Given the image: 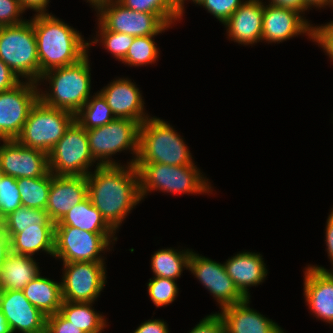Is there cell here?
<instances>
[{
  "instance_id": "1",
  "label": "cell",
  "mask_w": 333,
  "mask_h": 333,
  "mask_svg": "<svg viewBox=\"0 0 333 333\" xmlns=\"http://www.w3.org/2000/svg\"><path fill=\"white\" fill-rule=\"evenodd\" d=\"M86 178L91 203L118 231L126 216L142 201L138 169L126 164L95 166Z\"/></svg>"
},
{
  "instance_id": "2",
  "label": "cell",
  "mask_w": 333,
  "mask_h": 333,
  "mask_svg": "<svg viewBox=\"0 0 333 333\" xmlns=\"http://www.w3.org/2000/svg\"><path fill=\"white\" fill-rule=\"evenodd\" d=\"M31 22L37 42L40 78L45 72L74 64L89 53V42L84 40L82 33L52 13L34 14Z\"/></svg>"
},
{
  "instance_id": "3",
  "label": "cell",
  "mask_w": 333,
  "mask_h": 333,
  "mask_svg": "<svg viewBox=\"0 0 333 333\" xmlns=\"http://www.w3.org/2000/svg\"><path fill=\"white\" fill-rule=\"evenodd\" d=\"M88 53L78 62L49 70L38 84L49 83L48 92L39 89V99L46 105L76 115L91 97V73Z\"/></svg>"
},
{
  "instance_id": "4",
  "label": "cell",
  "mask_w": 333,
  "mask_h": 333,
  "mask_svg": "<svg viewBox=\"0 0 333 333\" xmlns=\"http://www.w3.org/2000/svg\"><path fill=\"white\" fill-rule=\"evenodd\" d=\"M135 163H161L171 166L193 165L189 147L172 125L149 117L140 125L139 151Z\"/></svg>"
},
{
  "instance_id": "5",
  "label": "cell",
  "mask_w": 333,
  "mask_h": 333,
  "mask_svg": "<svg viewBox=\"0 0 333 333\" xmlns=\"http://www.w3.org/2000/svg\"><path fill=\"white\" fill-rule=\"evenodd\" d=\"M171 166L161 163H135L138 169L140 196L143 200L150 192L172 194H207L212 186L195 165Z\"/></svg>"
},
{
  "instance_id": "6",
  "label": "cell",
  "mask_w": 333,
  "mask_h": 333,
  "mask_svg": "<svg viewBox=\"0 0 333 333\" xmlns=\"http://www.w3.org/2000/svg\"><path fill=\"white\" fill-rule=\"evenodd\" d=\"M0 59L21 80L38 83L40 64L31 19L17 25L0 27Z\"/></svg>"
},
{
  "instance_id": "7",
  "label": "cell",
  "mask_w": 333,
  "mask_h": 333,
  "mask_svg": "<svg viewBox=\"0 0 333 333\" xmlns=\"http://www.w3.org/2000/svg\"><path fill=\"white\" fill-rule=\"evenodd\" d=\"M140 123L126 118H115L110 123L87 130L91 155L100 166L121 165L112 156L131 151L133 158L127 165H134L139 151Z\"/></svg>"
},
{
  "instance_id": "8",
  "label": "cell",
  "mask_w": 333,
  "mask_h": 333,
  "mask_svg": "<svg viewBox=\"0 0 333 333\" xmlns=\"http://www.w3.org/2000/svg\"><path fill=\"white\" fill-rule=\"evenodd\" d=\"M74 121V114L50 107L38 99L16 140L25 147L48 154Z\"/></svg>"
},
{
  "instance_id": "9",
  "label": "cell",
  "mask_w": 333,
  "mask_h": 333,
  "mask_svg": "<svg viewBox=\"0 0 333 333\" xmlns=\"http://www.w3.org/2000/svg\"><path fill=\"white\" fill-rule=\"evenodd\" d=\"M114 241H117L115 233H92L71 226H55L53 257L63 263L105 262L101 253L110 250Z\"/></svg>"
},
{
  "instance_id": "10",
  "label": "cell",
  "mask_w": 333,
  "mask_h": 333,
  "mask_svg": "<svg viewBox=\"0 0 333 333\" xmlns=\"http://www.w3.org/2000/svg\"><path fill=\"white\" fill-rule=\"evenodd\" d=\"M49 171L58 176H87L94 163L86 130L75 120L47 154Z\"/></svg>"
},
{
  "instance_id": "11",
  "label": "cell",
  "mask_w": 333,
  "mask_h": 333,
  "mask_svg": "<svg viewBox=\"0 0 333 333\" xmlns=\"http://www.w3.org/2000/svg\"><path fill=\"white\" fill-rule=\"evenodd\" d=\"M93 8L99 17L98 21L107 30L133 37L158 35L171 27L166 26L155 14L125 8L117 0H104Z\"/></svg>"
},
{
  "instance_id": "12",
  "label": "cell",
  "mask_w": 333,
  "mask_h": 333,
  "mask_svg": "<svg viewBox=\"0 0 333 333\" xmlns=\"http://www.w3.org/2000/svg\"><path fill=\"white\" fill-rule=\"evenodd\" d=\"M105 262L63 263V301L95 302L106 286Z\"/></svg>"
},
{
  "instance_id": "13",
  "label": "cell",
  "mask_w": 333,
  "mask_h": 333,
  "mask_svg": "<svg viewBox=\"0 0 333 333\" xmlns=\"http://www.w3.org/2000/svg\"><path fill=\"white\" fill-rule=\"evenodd\" d=\"M38 85L22 80L0 93V140H12L20 135L32 106L39 99Z\"/></svg>"
},
{
  "instance_id": "14",
  "label": "cell",
  "mask_w": 333,
  "mask_h": 333,
  "mask_svg": "<svg viewBox=\"0 0 333 333\" xmlns=\"http://www.w3.org/2000/svg\"><path fill=\"white\" fill-rule=\"evenodd\" d=\"M188 270L213 295L220 309L245 299L226 273L224 264L191 252Z\"/></svg>"
},
{
  "instance_id": "15",
  "label": "cell",
  "mask_w": 333,
  "mask_h": 333,
  "mask_svg": "<svg viewBox=\"0 0 333 333\" xmlns=\"http://www.w3.org/2000/svg\"><path fill=\"white\" fill-rule=\"evenodd\" d=\"M0 166L4 175L18 178H35L49 172L45 152L21 145L16 139L0 140Z\"/></svg>"
},
{
  "instance_id": "16",
  "label": "cell",
  "mask_w": 333,
  "mask_h": 333,
  "mask_svg": "<svg viewBox=\"0 0 333 333\" xmlns=\"http://www.w3.org/2000/svg\"><path fill=\"white\" fill-rule=\"evenodd\" d=\"M308 35L312 40L313 25L297 11L264 4L262 41L282 43L297 35Z\"/></svg>"
},
{
  "instance_id": "17",
  "label": "cell",
  "mask_w": 333,
  "mask_h": 333,
  "mask_svg": "<svg viewBox=\"0 0 333 333\" xmlns=\"http://www.w3.org/2000/svg\"><path fill=\"white\" fill-rule=\"evenodd\" d=\"M0 311L12 333H37L46 328L47 316L28 301L22 290L0 291Z\"/></svg>"
},
{
  "instance_id": "18",
  "label": "cell",
  "mask_w": 333,
  "mask_h": 333,
  "mask_svg": "<svg viewBox=\"0 0 333 333\" xmlns=\"http://www.w3.org/2000/svg\"><path fill=\"white\" fill-rule=\"evenodd\" d=\"M116 118H126L142 124L149 117L144 109L142 93L129 78L113 79L99 91Z\"/></svg>"
},
{
  "instance_id": "19",
  "label": "cell",
  "mask_w": 333,
  "mask_h": 333,
  "mask_svg": "<svg viewBox=\"0 0 333 333\" xmlns=\"http://www.w3.org/2000/svg\"><path fill=\"white\" fill-rule=\"evenodd\" d=\"M88 197L86 176H58L51 173L46 212L56 224L75 205Z\"/></svg>"
},
{
  "instance_id": "20",
  "label": "cell",
  "mask_w": 333,
  "mask_h": 333,
  "mask_svg": "<svg viewBox=\"0 0 333 333\" xmlns=\"http://www.w3.org/2000/svg\"><path fill=\"white\" fill-rule=\"evenodd\" d=\"M263 0H245L224 23L228 38L243 45L262 41Z\"/></svg>"
},
{
  "instance_id": "21",
  "label": "cell",
  "mask_w": 333,
  "mask_h": 333,
  "mask_svg": "<svg viewBox=\"0 0 333 333\" xmlns=\"http://www.w3.org/2000/svg\"><path fill=\"white\" fill-rule=\"evenodd\" d=\"M250 298L222 308L218 312L225 326V333H285L272 319L250 308Z\"/></svg>"
},
{
  "instance_id": "22",
  "label": "cell",
  "mask_w": 333,
  "mask_h": 333,
  "mask_svg": "<svg viewBox=\"0 0 333 333\" xmlns=\"http://www.w3.org/2000/svg\"><path fill=\"white\" fill-rule=\"evenodd\" d=\"M307 266L304 271L305 302L313 316L333 325V279L323 270Z\"/></svg>"
},
{
  "instance_id": "23",
  "label": "cell",
  "mask_w": 333,
  "mask_h": 333,
  "mask_svg": "<svg viewBox=\"0 0 333 333\" xmlns=\"http://www.w3.org/2000/svg\"><path fill=\"white\" fill-rule=\"evenodd\" d=\"M263 259L260 253L244 251L223 263L226 273L245 298H250L249 288L263 283L268 274Z\"/></svg>"
},
{
  "instance_id": "24",
  "label": "cell",
  "mask_w": 333,
  "mask_h": 333,
  "mask_svg": "<svg viewBox=\"0 0 333 333\" xmlns=\"http://www.w3.org/2000/svg\"><path fill=\"white\" fill-rule=\"evenodd\" d=\"M37 263L32 256L10 251L0 267V291L23 290L41 273Z\"/></svg>"
},
{
  "instance_id": "25",
  "label": "cell",
  "mask_w": 333,
  "mask_h": 333,
  "mask_svg": "<svg viewBox=\"0 0 333 333\" xmlns=\"http://www.w3.org/2000/svg\"><path fill=\"white\" fill-rule=\"evenodd\" d=\"M10 239V251L32 256L39 251L54 255L55 225L26 227L17 234H6Z\"/></svg>"
},
{
  "instance_id": "26",
  "label": "cell",
  "mask_w": 333,
  "mask_h": 333,
  "mask_svg": "<svg viewBox=\"0 0 333 333\" xmlns=\"http://www.w3.org/2000/svg\"><path fill=\"white\" fill-rule=\"evenodd\" d=\"M22 291L28 301L46 316L59 312L63 303L61 282L41 274L30 281Z\"/></svg>"
},
{
  "instance_id": "27",
  "label": "cell",
  "mask_w": 333,
  "mask_h": 333,
  "mask_svg": "<svg viewBox=\"0 0 333 333\" xmlns=\"http://www.w3.org/2000/svg\"><path fill=\"white\" fill-rule=\"evenodd\" d=\"M55 226H71L92 233H116L87 197L73 206Z\"/></svg>"
},
{
  "instance_id": "28",
  "label": "cell",
  "mask_w": 333,
  "mask_h": 333,
  "mask_svg": "<svg viewBox=\"0 0 333 333\" xmlns=\"http://www.w3.org/2000/svg\"><path fill=\"white\" fill-rule=\"evenodd\" d=\"M93 303L63 301L59 313L84 333H102L108 324L104 315L92 307Z\"/></svg>"
},
{
  "instance_id": "29",
  "label": "cell",
  "mask_w": 333,
  "mask_h": 333,
  "mask_svg": "<svg viewBox=\"0 0 333 333\" xmlns=\"http://www.w3.org/2000/svg\"><path fill=\"white\" fill-rule=\"evenodd\" d=\"M192 250L178 251L174 248L159 249L151 257V270L154 277L177 280L183 270H188L189 258ZM184 268V269H183Z\"/></svg>"
},
{
  "instance_id": "30",
  "label": "cell",
  "mask_w": 333,
  "mask_h": 333,
  "mask_svg": "<svg viewBox=\"0 0 333 333\" xmlns=\"http://www.w3.org/2000/svg\"><path fill=\"white\" fill-rule=\"evenodd\" d=\"M22 206L46 210L51 186V172L35 178H18Z\"/></svg>"
},
{
  "instance_id": "31",
  "label": "cell",
  "mask_w": 333,
  "mask_h": 333,
  "mask_svg": "<svg viewBox=\"0 0 333 333\" xmlns=\"http://www.w3.org/2000/svg\"><path fill=\"white\" fill-rule=\"evenodd\" d=\"M116 117L103 95L97 91L75 115V120L87 131L104 126Z\"/></svg>"
},
{
  "instance_id": "32",
  "label": "cell",
  "mask_w": 333,
  "mask_h": 333,
  "mask_svg": "<svg viewBox=\"0 0 333 333\" xmlns=\"http://www.w3.org/2000/svg\"><path fill=\"white\" fill-rule=\"evenodd\" d=\"M0 224L6 234H17L26 227L37 225H55L46 210L21 206L5 217Z\"/></svg>"
},
{
  "instance_id": "33",
  "label": "cell",
  "mask_w": 333,
  "mask_h": 333,
  "mask_svg": "<svg viewBox=\"0 0 333 333\" xmlns=\"http://www.w3.org/2000/svg\"><path fill=\"white\" fill-rule=\"evenodd\" d=\"M125 8L155 14L166 26L180 21L177 0H117Z\"/></svg>"
},
{
  "instance_id": "34",
  "label": "cell",
  "mask_w": 333,
  "mask_h": 333,
  "mask_svg": "<svg viewBox=\"0 0 333 333\" xmlns=\"http://www.w3.org/2000/svg\"><path fill=\"white\" fill-rule=\"evenodd\" d=\"M155 36L157 35L134 37L133 43L128 49L122 63L134 67L154 64L160 54L159 48L154 41Z\"/></svg>"
},
{
  "instance_id": "35",
  "label": "cell",
  "mask_w": 333,
  "mask_h": 333,
  "mask_svg": "<svg viewBox=\"0 0 333 333\" xmlns=\"http://www.w3.org/2000/svg\"><path fill=\"white\" fill-rule=\"evenodd\" d=\"M97 23L99 30L96 31V37L93 38V41L89 40V48L92 44L100 42L99 44L102 43L105 50L110 52L116 60L122 61L132 45L134 37L125 33L109 31L99 21Z\"/></svg>"
},
{
  "instance_id": "36",
  "label": "cell",
  "mask_w": 333,
  "mask_h": 333,
  "mask_svg": "<svg viewBox=\"0 0 333 333\" xmlns=\"http://www.w3.org/2000/svg\"><path fill=\"white\" fill-rule=\"evenodd\" d=\"M176 280L170 278L153 277L147 283L148 295L156 307H164L172 302L178 296L179 288Z\"/></svg>"
},
{
  "instance_id": "37",
  "label": "cell",
  "mask_w": 333,
  "mask_h": 333,
  "mask_svg": "<svg viewBox=\"0 0 333 333\" xmlns=\"http://www.w3.org/2000/svg\"><path fill=\"white\" fill-rule=\"evenodd\" d=\"M22 206L17 179L4 175L0 182V222Z\"/></svg>"
},
{
  "instance_id": "38",
  "label": "cell",
  "mask_w": 333,
  "mask_h": 333,
  "mask_svg": "<svg viewBox=\"0 0 333 333\" xmlns=\"http://www.w3.org/2000/svg\"><path fill=\"white\" fill-rule=\"evenodd\" d=\"M243 2L244 0H204L200 6L224 24Z\"/></svg>"
},
{
  "instance_id": "39",
  "label": "cell",
  "mask_w": 333,
  "mask_h": 333,
  "mask_svg": "<svg viewBox=\"0 0 333 333\" xmlns=\"http://www.w3.org/2000/svg\"><path fill=\"white\" fill-rule=\"evenodd\" d=\"M23 12L19 0H0V27L24 22L26 19L22 17Z\"/></svg>"
},
{
  "instance_id": "40",
  "label": "cell",
  "mask_w": 333,
  "mask_h": 333,
  "mask_svg": "<svg viewBox=\"0 0 333 333\" xmlns=\"http://www.w3.org/2000/svg\"><path fill=\"white\" fill-rule=\"evenodd\" d=\"M312 40L323 48L325 54L333 62V21L320 26H313Z\"/></svg>"
},
{
  "instance_id": "41",
  "label": "cell",
  "mask_w": 333,
  "mask_h": 333,
  "mask_svg": "<svg viewBox=\"0 0 333 333\" xmlns=\"http://www.w3.org/2000/svg\"><path fill=\"white\" fill-rule=\"evenodd\" d=\"M189 333H225V326L219 313L205 316Z\"/></svg>"
},
{
  "instance_id": "42",
  "label": "cell",
  "mask_w": 333,
  "mask_h": 333,
  "mask_svg": "<svg viewBox=\"0 0 333 333\" xmlns=\"http://www.w3.org/2000/svg\"><path fill=\"white\" fill-rule=\"evenodd\" d=\"M46 328L50 333H84L67 321L59 312L47 316Z\"/></svg>"
},
{
  "instance_id": "43",
  "label": "cell",
  "mask_w": 333,
  "mask_h": 333,
  "mask_svg": "<svg viewBox=\"0 0 333 333\" xmlns=\"http://www.w3.org/2000/svg\"><path fill=\"white\" fill-rule=\"evenodd\" d=\"M22 80L0 59V93L9 90Z\"/></svg>"
},
{
  "instance_id": "44",
  "label": "cell",
  "mask_w": 333,
  "mask_h": 333,
  "mask_svg": "<svg viewBox=\"0 0 333 333\" xmlns=\"http://www.w3.org/2000/svg\"><path fill=\"white\" fill-rule=\"evenodd\" d=\"M133 333H169V330L164 320L150 319L141 323Z\"/></svg>"
},
{
  "instance_id": "45",
  "label": "cell",
  "mask_w": 333,
  "mask_h": 333,
  "mask_svg": "<svg viewBox=\"0 0 333 333\" xmlns=\"http://www.w3.org/2000/svg\"><path fill=\"white\" fill-rule=\"evenodd\" d=\"M268 2L269 5L291 9L303 14V16L304 12L309 9L306 6L305 0H269Z\"/></svg>"
},
{
  "instance_id": "46",
  "label": "cell",
  "mask_w": 333,
  "mask_h": 333,
  "mask_svg": "<svg viewBox=\"0 0 333 333\" xmlns=\"http://www.w3.org/2000/svg\"><path fill=\"white\" fill-rule=\"evenodd\" d=\"M21 8L26 11L27 9H33L35 14H44L48 8L50 0H19Z\"/></svg>"
},
{
  "instance_id": "47",
  "label": "cell",
  "mask_w": 333,
  "mask_h": 333,
  "mask_svg": "<svg viewBox=\"0 0 333 333\" xmlns=\"http://www.w3.org/2000/svg\"><path fill=\"white\" fill-rule=\"evenodd\" d=\"M330 214L327 218V224L325 227V243H326V250L328 254V258L330 259V262H333V208H331Z\"/></svg>"
},
{
  "instance_id": "48",
  "label": "cell",
  "mask_w": 333,
  "mask_h": 333,
  "mask_svg": "<svg viewBox=\"0 0 333 333\" xmlns=\"http://www.w3.org/2000/svg\"><path fill=\"white\" fill-rule=\"evenodd\" d=\"M10 253V239L0 224V267Z\"/></svg>"
},
{
  "instance_id": "49",
  "label": "cell",
  "mask_w": 333,
  "mask_h": 333,
  "mask_svg": "<svg viewBox=\"0 0 333 333\" xmlns=\"http://www.w3.org/2000/svg\"><path fill=\"white\" fill-rule=\"evenodd\" d=\"M306 6L311 9L313 8H323L326 6H330L331 0H305Z\"/></svg>"
},
{
  "instance_id": "50",
  "label": "cell",
  "mask_w": 333,
  "mask_h": 333,
  "mask_svg": "<svg viewBox=\"0 0 333 333\" xmlns=\"http://www.w3.org/2000/svg\"><path fill=\"white\" fill-rule=\"evenodd\" d=\"M185 1L186 0H177V8H178L180 20L182 19L183 15H184L183 13H185V9H184ZM192 2L195 3V5H197V4L201 5L204 2V0H192Z\"/></svg>"
},
{
  "instance_id": "51",
  "label": "cell",
  "mask_w": 333,
  "mask_h": 333,
  "mask_svg": "<svg viewBox=\"0 0 333 333\" xmlns=\"http://www.w3.org/2000/svg\"><path fill=\"white\" fill-rule=\"evenodd\" d=\"M0 333H12L5 316L0 311Z\"/></svg>"
},
{
  "instance_id": "52",
  "label": "cell",
  "mask_w": 333,
  "mask_h": 333,
  "mask_svg": "<svg viewBox=\"0 0 333 333\" xmlns=\"http://www.w3.org/2000/svg\"><path fill=\"white\" fill-rule=\"evenodd\" d=\"M332 265V269L328 270L322 266H319V265H309L310 267L314 268V269H318V270H323L327 275H329L332 279H333V262L331 263Z\"/></svg>"
},
{
  "instance_id": "53",
  "label": "cell",
  "mask_w": 333,
  "mask_h": 333,
  "mask_svg": "<svg viewBox=\"0 0 333 333\" xmlns=\"http://www.w3.org/2000/svg\"><path fill=\"white\" fill-rule=\"evenodd\" d=\"M104 1V0H87L92 5V8L99 2Z\"/></svg>"
},
{
  "instance_id": "54",
  "label": "cell",
  "mask_w": 333,
  "mask_h": 333,
  "mask_svg": "<svg viewBox=\"0 0 333 333\" xmlns=\"http://www.w3.org/2000/svg\"><path fill=\"white\" fill-rule=\"evenodd\" d=\"M37 333H50V331L47 328H45L42 331H39Z\"/></svg>"
},
{
  "instance_id": "55",
  "label": "cell",
  "mask_w": 333,
  "mask_h": 333,
  "mask_svg": "<svg viewBox=\"0 0 333 333\" xmlns=\"http://www.w3.org/2000/svg\"><path fill=\"white\" fill-rule=\"evenodd\" d=\"M3 176H4V173H3V171L1 170V166H0V182H1V179L3 178Z\"/></svg>"
},
{
  "instance_id": "56",
  "label": "cell",
  "mask_w": 333,
  "mask_h": 333,
  "mask_svg": "<svg viewBox=\"0 0 333 333\" xmlns=\"http://www.w3.org/2000/svg\"><path fill=\"white\" fill-rule=\"evenodd\" d=\"M329 7H333V0H331V3H330Z\"/></svg>"
}]
</instances>
